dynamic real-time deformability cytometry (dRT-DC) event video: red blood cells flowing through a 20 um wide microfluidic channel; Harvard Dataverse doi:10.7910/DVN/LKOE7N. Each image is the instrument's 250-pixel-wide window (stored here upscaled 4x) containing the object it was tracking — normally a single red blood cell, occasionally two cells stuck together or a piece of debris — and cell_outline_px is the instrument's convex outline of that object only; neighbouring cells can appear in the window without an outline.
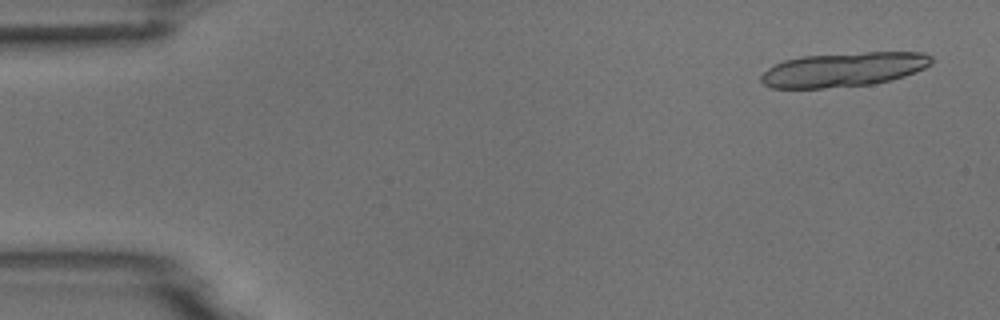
{"species": "common noctule bat (a hibernating species)", "species_latin": "Nyctalus noctula", "temperature_condition": "room temperature", "stored_images_in_passage": 5, "camera_frame_rate_fps": 3000, "um_per_image_px": 0.085, "animal": {"sex": "male", "body_mass_g": 18.8}, "frame": {"image": 1, "passage_image": 1, "time_ms": 0.0, "image_size_px": [1000, 320], "cell_outline_px": [[932, 64], [916, 72], [904, 76], [872, 84], [824, 88], [772, 88], [764, 84], [760, 80], [760, 76], [768, 68], [784, 60], [800, 56], [864, 52], [924, 52], [932, 56]], "centroid_in_image_um": [71.71, 5.9], "position_along_channel_um": 13.3, "area_um2": 34.1}}